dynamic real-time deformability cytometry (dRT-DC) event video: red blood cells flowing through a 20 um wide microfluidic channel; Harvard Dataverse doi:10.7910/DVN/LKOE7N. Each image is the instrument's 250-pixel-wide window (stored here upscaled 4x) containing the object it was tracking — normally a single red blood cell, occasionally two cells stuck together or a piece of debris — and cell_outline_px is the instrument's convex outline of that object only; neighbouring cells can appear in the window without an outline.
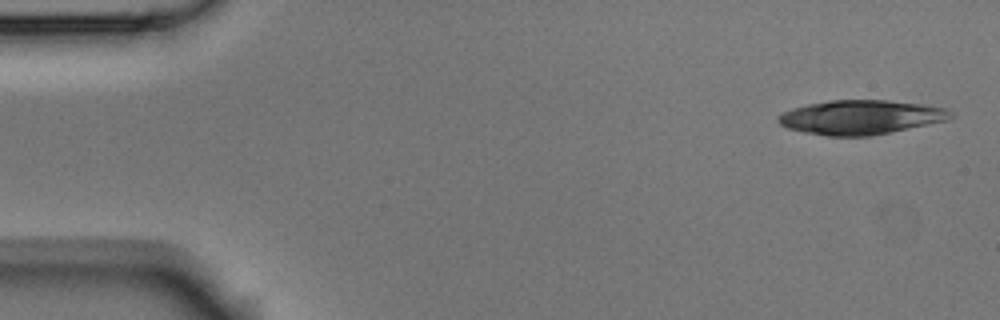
{"species": "Egyptian fruit bat (a non-hibernating species)", "species_latin": "Rousettus aegyptiacus", "temperature_condition": "room temperature", "stored_images_in_passage": 7, "camera_frame_rate_fps": 3000, "um_per_image_px": 0.085, "animal": {"sex": "male"}, "frame": {"image": 1, "passage_image": 1, "time_ms": 0.0, "image_size_px": [1000, 320], "cell_outline_px": [[956, 116], [948, 120], [872, 136], [828, 136], [804, 132], [788, 128], [780, 124], [776, 120], [784, 112], [792, 108], [808, 104], [832, 100], [888, 100], [924, 104], [948, 108]], "centroid_in_image_um": [73.22, 9.96], "position_along_channel_um": 11.8, "area_um2": 34.56}}
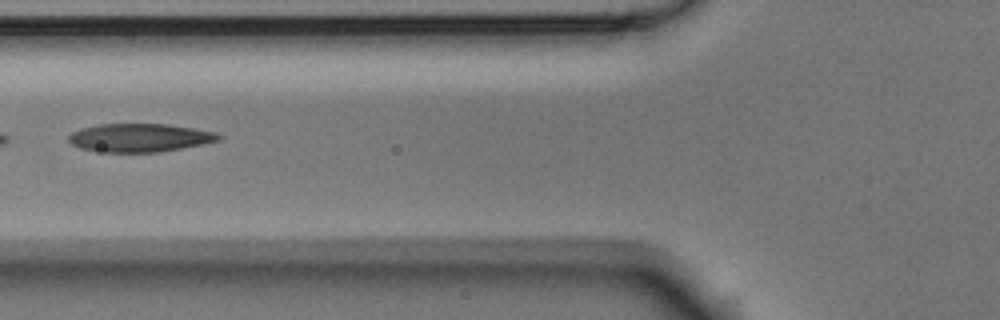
{"frame": {"image": 2, "passage_image": 6, "time_ms": 1.667, "image_size_px": [1000, 320], "cell_outline_px": [[224, 136], [220, 140], [160, 152], [104, 152], [80, 148], [72, 144], [68, 140], [68, 136], [72, 132], [80, 128], [100, 124], [168, 124], [216, 132]], "centroid_in_image_um": [11.86, 11.7], "position_along_channel_um": 113.9, "area_um2": 24.68}}
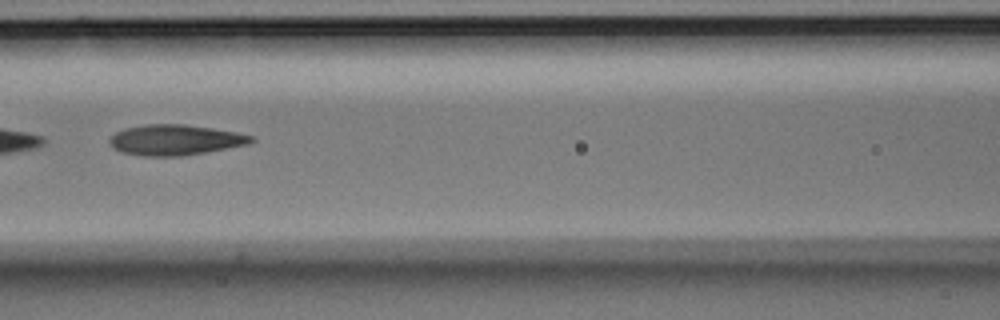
{"frame": {"image": 3, "passage_image": 7, "time_ms": 2.0, "image_size_px": [1000, 320], "cell_outline_px": [[256, 140], [248, 144], [204, 152], [180, 156], [144, 156], [120, 152], [112, 148], [108, 140], [116, 132], [124, 128], [144, 124], [184, 124], [212, 128], [236, 132], [256, 136]], "centroid_in_image_um": [14.87, 11.89], "position_along_channel_um": 151.7, "area_um2": 25.26}}